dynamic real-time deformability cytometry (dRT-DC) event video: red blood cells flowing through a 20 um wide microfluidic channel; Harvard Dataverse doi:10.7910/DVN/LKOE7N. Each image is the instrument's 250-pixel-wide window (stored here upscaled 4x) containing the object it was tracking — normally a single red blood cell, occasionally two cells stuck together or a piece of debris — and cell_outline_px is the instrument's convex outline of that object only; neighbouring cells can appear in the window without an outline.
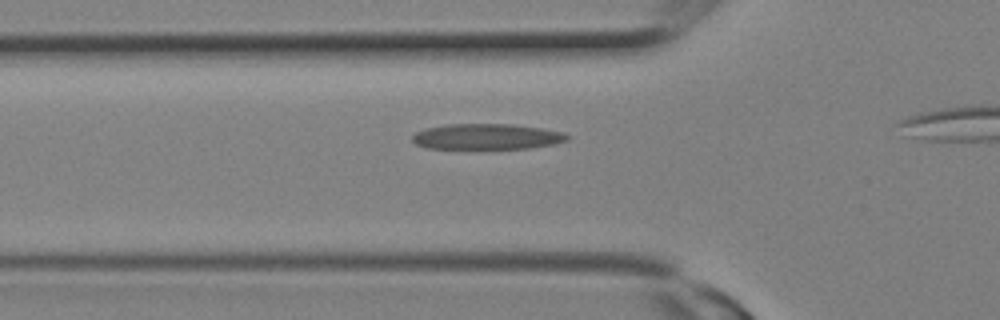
{"species": "Egyptian fruit bat (a non-hibernating species)", "species_latin": "Rousettus aegyptiacus", "temperature_condition": "room temperature", "stored_images_in_passage": 6, "camera_frame_rate_fps": 3000, "um_per_image_px": 0.085, "animal": {"sex": "female"}, "frame": {"image": 1, "passage_image": 3, "time_ms": 0.667, "image_size_px": [1000, 320], "cell_outline_px": [[568, 140], [552, 144], [528, 148], [428, 148], [416, 144], [412, 140], [412, 136], [416, 132], [428, 128], [448, 124], [512, 124], [540, 128], [564, 132], [568, 136]], "centroid_in_image_um": [41.38, 11.6], "position_along_channel_um": 84.4, "area_um2": 22.83}}
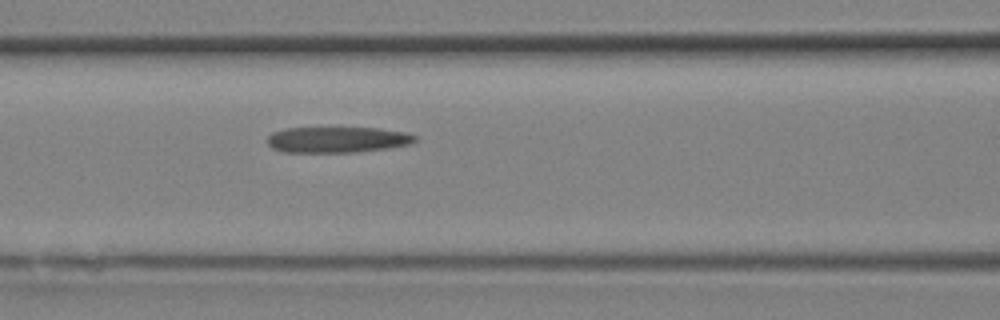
{"frame": {"image": 2, "passage_image": 5, "time_ms": 1.333, "image_size_px": [1000, 320], "cell_outline_px": [[416, 140], [412, 144], [388, 148], [356, 152], [284, 152], [272, 148], [268, 144], [268, 136], [272, 132], [284, 128], [376, 128], [404, 132], [416, 136]], "centroid_in_image_um": [28.66, 11.87], "position_along_channel_um": 137.9, "area_um2": 22.25}}